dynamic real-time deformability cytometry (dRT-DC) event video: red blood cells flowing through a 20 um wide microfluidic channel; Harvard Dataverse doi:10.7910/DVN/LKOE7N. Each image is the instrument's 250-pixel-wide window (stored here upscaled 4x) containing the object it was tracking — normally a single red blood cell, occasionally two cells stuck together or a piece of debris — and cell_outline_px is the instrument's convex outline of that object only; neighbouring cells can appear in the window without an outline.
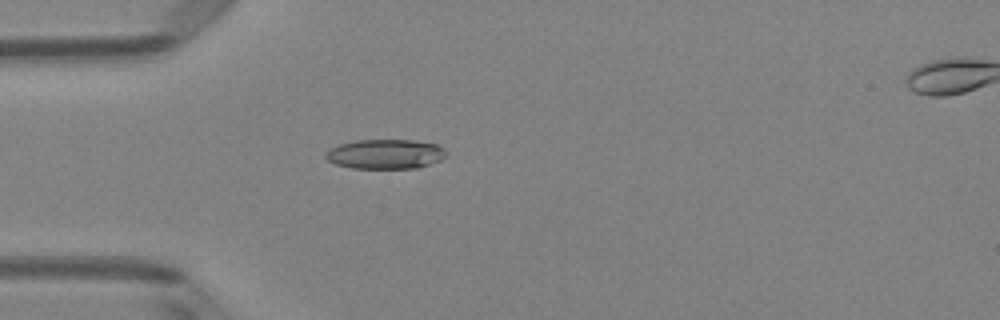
{"species": "Egyptian fruit bat (a non-hibernating species)", "species_latin": "Rousettus aegyptiacus", "temperature_condition": "room temperature", "stored_images_in_passage": 2, "camera_frame_rate_fps": 3000, "um_per_image_px": 0.085, "animal": {"sex": "female"}, "frame": {"image": 1, "passage_image": 1, "time_ms": 0.0, "image_size_px": [1000, 320], "cell_outline_px": [[448, 152], [440, 160], [416, 168], [352, 168], [336, 164], [328, 160], [324, 156], [324, 152], [328, 148], [340, 144], [356, 140], [416, 140], [436, 144], [444, 148]], "centroid_in_image_um": [32.73, 13.08], "position_along_channel_um": 52.3, "area_um2": 20.87}}